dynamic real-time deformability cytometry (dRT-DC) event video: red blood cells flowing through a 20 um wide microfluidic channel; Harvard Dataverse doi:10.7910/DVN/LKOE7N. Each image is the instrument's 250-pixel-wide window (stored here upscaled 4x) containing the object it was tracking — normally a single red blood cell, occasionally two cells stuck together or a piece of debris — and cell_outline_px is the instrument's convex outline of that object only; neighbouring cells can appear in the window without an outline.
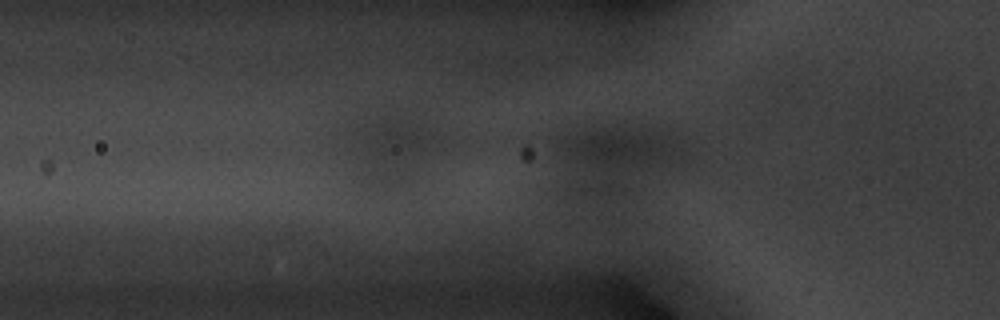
{"species": "common noctule bat (a hibernating species)", "species_latin": "Nyctalus noctula", "temperature_condition": "warm", "stored_images_in_passage": 13, "camera_frame_rate_fps": 3000, "um_per_image_px": 0.085, "animal": {"sex": "male", "body_mass_g": 20.1, "forearm_length_mm": 53.5}, "frame": {"image": 1, "passage_image": 2, "time_ms": 0.333, "image_size_px": [1000, 320], "cell_outline_px": [[536, 240], [532, 248], [512, 252], [408, 252], [420, 240], [444, 236], [500, 236]], "centroid_in_image_um": [40.19, 20.77], "position_along_channel_um": 85.6, "area_um2": 12.54}}
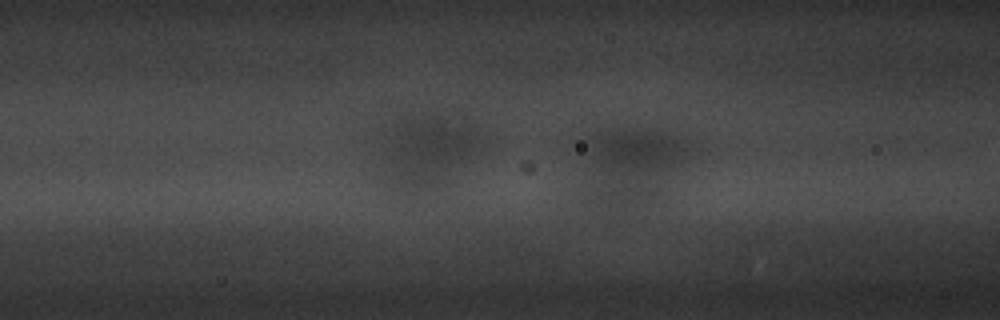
{"frame": {"image": 2, "passage_image": 5, "time_ms": 1.333, "image_size_px": [1000, 320], "cell_outline_px": [[584, 240], [544, 252], [500, 252], [484, 248], [476, 244], [476, 240], [496, 232]], "centroid_in_image_um": [44.39, 20.64], "position_along_channel_um": 122.2, "area_um2": 10.17}}